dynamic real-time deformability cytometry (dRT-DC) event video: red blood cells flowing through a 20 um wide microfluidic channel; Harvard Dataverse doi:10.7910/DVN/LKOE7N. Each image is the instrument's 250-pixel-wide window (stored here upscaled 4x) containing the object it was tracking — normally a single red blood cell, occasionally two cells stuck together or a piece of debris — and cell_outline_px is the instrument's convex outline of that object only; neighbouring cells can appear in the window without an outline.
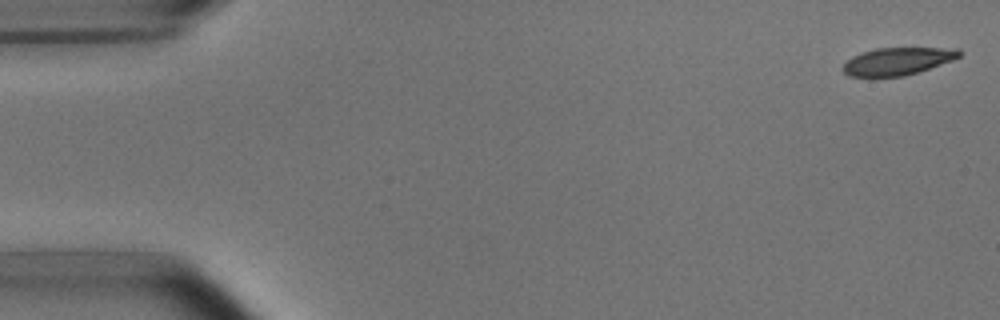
{"species": "common noctule bat (a hibernating species)", "species_latin": "Nyctalus noctula", "temperature_condition": "room temperature", "stored_images_in_passage": 4, "camera_frame_rate_fps": 3000, "um_per_image_px": 0.085, "animal": {"sex": "male", "body_mass_g": 15.6}, "frame": {"image": 1, "passage_image": 1, "time_ms": 0.0, "image_size_px": [1000, 320], "cell_outline_px": [[964, 52], [960, 56], [952, 60], [904, 76], [848, 76], [840, 68], [852, 56], [876, 48], [960, 48]], "centroid_in_image_um": [76.3, 5.19], "position_along_channel_um": 8.7, "area_um2": 18.44}}
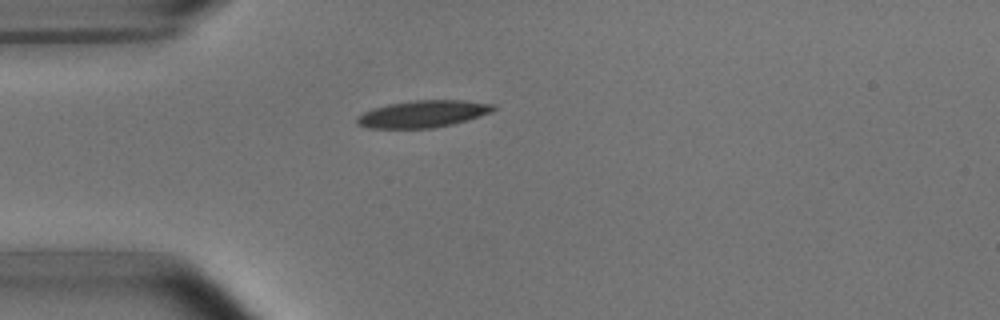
{"frame": {"image": 2, "passage_image": 4, "time_ms": 4.333, "image_size_px": [1000, 320], "cell_outline_px": [[496, 108], [492, 112], [468, 120], [452, 124], [432, 128], [368, 128], [356, 124], [356, 116], [372, 108], [388, 104], [416, 100], [464, 100], [496, 104]], "centroid_in_image_um": [35.95, 9.68], "position_along_channel_um": 49.0, "area_um2": 21.62}}